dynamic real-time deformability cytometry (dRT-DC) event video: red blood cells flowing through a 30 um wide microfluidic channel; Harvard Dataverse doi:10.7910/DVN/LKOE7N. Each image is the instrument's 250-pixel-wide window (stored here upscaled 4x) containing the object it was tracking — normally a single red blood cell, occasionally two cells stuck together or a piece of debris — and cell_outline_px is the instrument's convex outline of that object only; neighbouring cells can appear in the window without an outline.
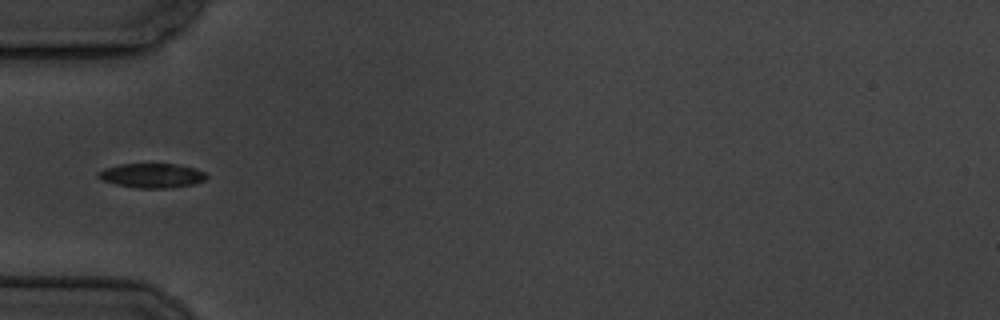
{"species": "common noctule bat (a hibernating species)", "species_latin": "Nyctalus noctula", "temperature_condition": "cold", "stored_images_in_passage": 2, "camera_frame_rate_fps": 3000, "um_per_image_px": 0.085, "animal": {"sex": "male", "body_mass_g": 19.5, "forearm_length_mm": 54.6}, "frame": {"image": 1, "passage_image": 1, "time_ms": 0.0, "image_size_px": [1000, 320], "cell_outline_px": [[208, 176], [204, 180], [192, 184], [168, 188], [136, 188], [116, 184], [104, 180], [96, 176], [96, 172], [104, 168], [120, 164], [180, 164], [196, 168], [204, 172]], "centroid_in_image_um": [12.9, 14.91], "position_along_channel_um": 72.1, "area_um2": 15.43}}
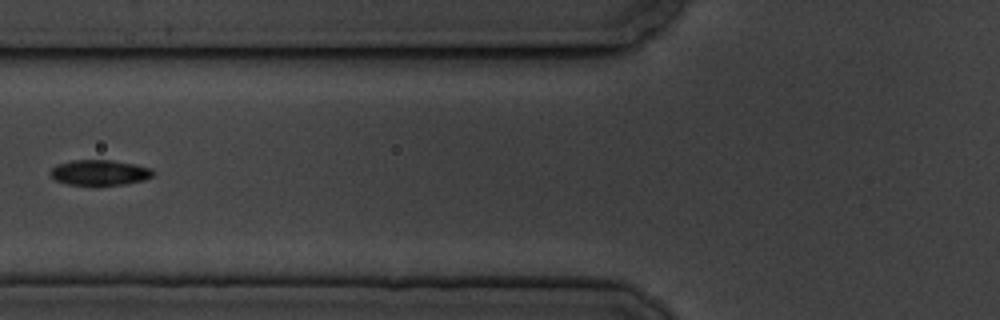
{"frame": {"image": 2, "passage_image": 2, "time_ms": 1.333, "image_size_px": [1000, 320], "cell_outline_px": [[152, 176], [144, 180], [124, 184], [96, 188], [92, 188], [68, 184], [56, 180], [48, 172], [56, 164], [72, 160], [112, 160], [152, 168]], "centroid_in_image_um": [8.42, 14.71], "position_along_channel_um": 117.4, "area_um2": 15.78}}